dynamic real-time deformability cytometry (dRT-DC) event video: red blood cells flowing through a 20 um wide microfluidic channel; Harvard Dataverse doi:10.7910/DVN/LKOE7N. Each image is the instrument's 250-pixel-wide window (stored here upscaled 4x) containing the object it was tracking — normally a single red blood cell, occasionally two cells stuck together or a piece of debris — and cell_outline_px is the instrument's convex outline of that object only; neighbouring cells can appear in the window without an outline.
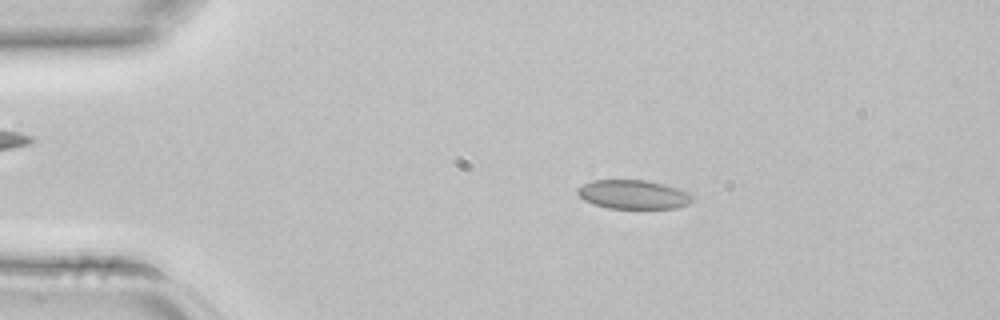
{"species": "common noctule bat (a hibernating species)", "species_latin": "Nyctalus noctula", "temperature_condition": "room temperature", "stored_images_in_passage": 3, "camera_frame_rate_fps": 3000, "um_per_image_px": 0.085, "animal": {"sex": "female", "body_mass_g": 22.7, "forearm_length_mm": 54.2}, "frame": {"image": 1, "passage_image": 2, "time_ms": 0.333, "image_size_px": [1000, 320], "cell_outline_px": [[692, 200], [688, 204], [676, 208], [608, 208], [584, 200], [576, 192], [576, 188], [592, 180], [644, 180], [664, 184], [692, 192]], "centroid_in_image_um": [53.85, 16.52], "position_along_channel_um": 31.1, "area_um2": 19.36}}